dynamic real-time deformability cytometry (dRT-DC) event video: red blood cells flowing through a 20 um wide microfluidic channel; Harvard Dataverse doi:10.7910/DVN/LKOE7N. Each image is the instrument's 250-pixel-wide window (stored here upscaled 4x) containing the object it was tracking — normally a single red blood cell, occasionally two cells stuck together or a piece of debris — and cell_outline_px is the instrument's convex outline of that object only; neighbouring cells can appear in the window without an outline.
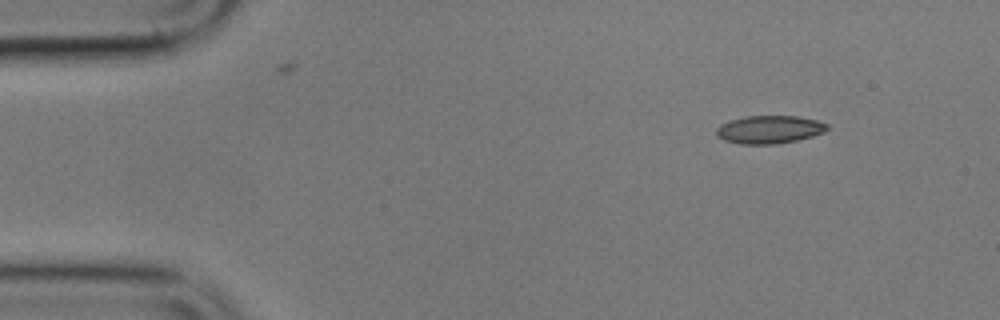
{"species": "common noctule bat (a hibernating species)", "species_latin": "Nyctalus noctula", "temperature_condition": "cold", "stored_images_in_passage": 4, "camera_frame_rate_fps": 3000, "um_per_image_px": 0.085, "animal": {"sex": "male", "body_mass_g": 17.9}, "frame": {"image": 1, "passage_image": 1, "time_ms": 0.0, "image_size_px": [1000, 320], "cell_outline_px": [[832, 128], [824, 132], [812, 136], [796, 140], [776, 144], [740, 144], [724, 140], [716, 136], [716, 128], [720, 124], [728, 120], [744, 116], [796, 116], [816, 120], [828, 124]], "centroid_in_image_um": [65.38, 11.0], "position_along_channel_um": 19.6, "area_um2": 18.26}}
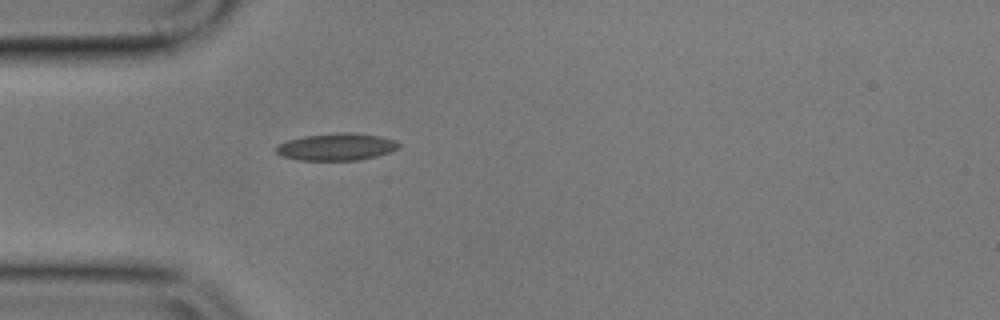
{"frame": {"image": 2, "passage_image": 4, "time_ms": 3.333, "image_size_px": [1000, 320], "cell_outline_px": [[400, 148], [376, 156], [360, 160], [300, 160], [280, 156], [276, 152], [276, 148], [280, 144], [288, 140], [304, 136], [340, 132], [352, 132], [380, 136], [396, 140], [400, 144]], "centroid_in_image_um": [28.63, 12.48], "position_along_channel_um": 56.4, "area_um2": 19.42}}